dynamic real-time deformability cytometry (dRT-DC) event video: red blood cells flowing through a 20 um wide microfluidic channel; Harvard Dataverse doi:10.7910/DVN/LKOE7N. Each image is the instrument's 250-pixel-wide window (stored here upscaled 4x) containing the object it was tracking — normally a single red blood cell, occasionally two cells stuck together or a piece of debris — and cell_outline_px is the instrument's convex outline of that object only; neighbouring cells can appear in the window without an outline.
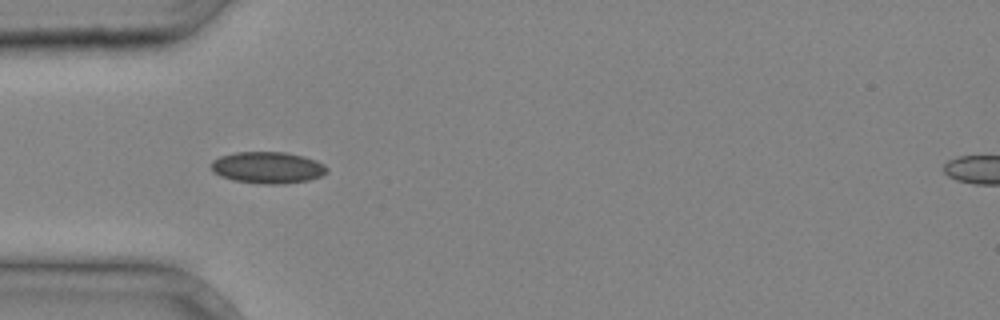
{"species": "common noctule bat (a hibernating species)", "species_latin": "Nyctalus noctula", "temperature_condition": "cold", "stored_images_in_passage": 5, "camera_frame_rate_fps": 3000, "um_per_image_px": 0.085, "animal": {"sex": "male", "body_mass_g": 20.4}, "frame": {"image": 1, "passage_image": 4, "time_ms": 1.0, "image_size_px": [1000, 320], "cell_outline_px": [[328, 172], [324, 176], [308, 180], [284, 184], [260, 184], [232, 180], [220, 176], [212, 172], [212, 160], [220, 156], [236, 152], [284, 152], [304, 156], [316, 160], [324, 164], [328, 168]], "centroid_in_image_um": [22.77, 14.25], "position_along_channel_um": 62.2, "area_um2": 21.62}}